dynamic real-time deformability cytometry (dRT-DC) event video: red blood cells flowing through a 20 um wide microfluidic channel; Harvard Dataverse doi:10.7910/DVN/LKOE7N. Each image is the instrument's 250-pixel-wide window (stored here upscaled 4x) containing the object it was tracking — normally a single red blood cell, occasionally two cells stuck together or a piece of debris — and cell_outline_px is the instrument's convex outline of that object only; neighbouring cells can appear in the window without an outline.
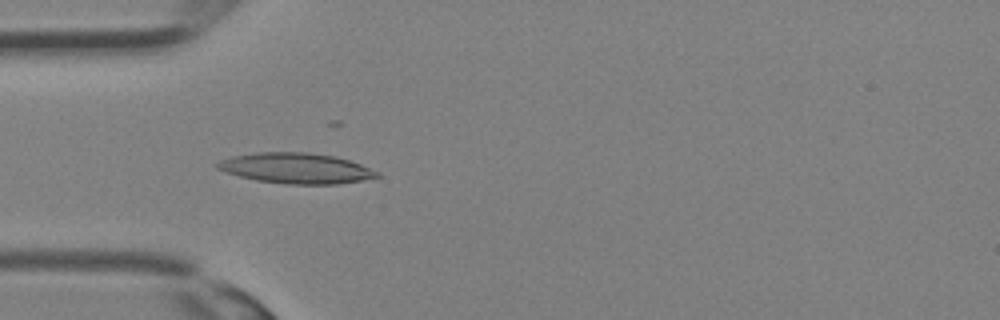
{"species": "Egyptian fruit bat (a non-hibernating species)", "species_latin": "Rousettus aegyptiacus", "temperature_condition": "room temperature", "stored_images_in_passage": 24, "camera_frame_rate_fps": 3000, "um_per_image_px": 0.085, "animal": {"sex": "female"}, "frame": {"image": 1, "passage_image": 1, "time_ms": 0.0, "image_size_px": [1000, 320], "cell_outline_px": [[380, 176], [360, 180], [336, 184], [288, 184], [256, 180], [240, 176], [216, 168], [212, 164], [220, 160], [232, 156], [252, 152], [308, 152], [336, 156], [360, 164], [380, 172]], "centroid_in_image_um": [25.13, 14.28], "position_along_channel_um": 59.9, "area_um2": 28.38}}
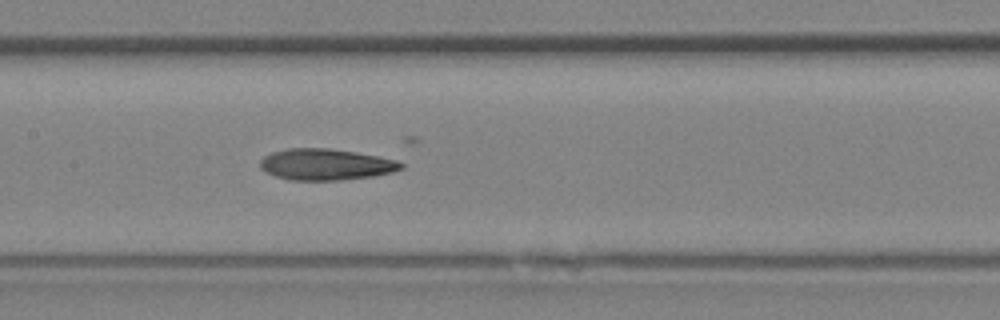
{"frame": {"image": 2, "passage_image": 7, "time_ms": 2.0, "image_size_px": [1000, 320], "cell_outline_px": [[404, 168], [392, 172], [372, 176], [336, 180], [292, 180], [276, 176], [260, 168], [260, 160], [264, 156], [272, 152], [288, 148], [328, 148], [356, 152], [396, 160], [404, 164]], "centroid_in_image_um": [27.69, 13.97], "position_along_channel_um": 179.7, "area_um2": 25.49}}
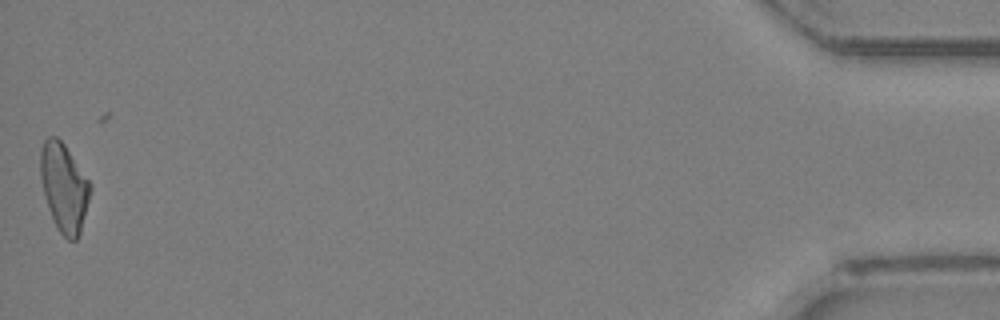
{"frame": {"image": 3, "passage_image": 24, "time_ms": 7.667, "image_size_px": [1000, 320], "cell_outline_px": [[92, 188], [80, 232], [76, 240], [68, 240], [60, 232], [48, 208], [40, 176], [40, 148], [44, 140], [48, 136], [56, 136], [64, 144], [92, 184]], "centroid_in_image_um": [5.44, 15.9], "position_along_channel_um": 429.8, "area_um2": 25.43}}